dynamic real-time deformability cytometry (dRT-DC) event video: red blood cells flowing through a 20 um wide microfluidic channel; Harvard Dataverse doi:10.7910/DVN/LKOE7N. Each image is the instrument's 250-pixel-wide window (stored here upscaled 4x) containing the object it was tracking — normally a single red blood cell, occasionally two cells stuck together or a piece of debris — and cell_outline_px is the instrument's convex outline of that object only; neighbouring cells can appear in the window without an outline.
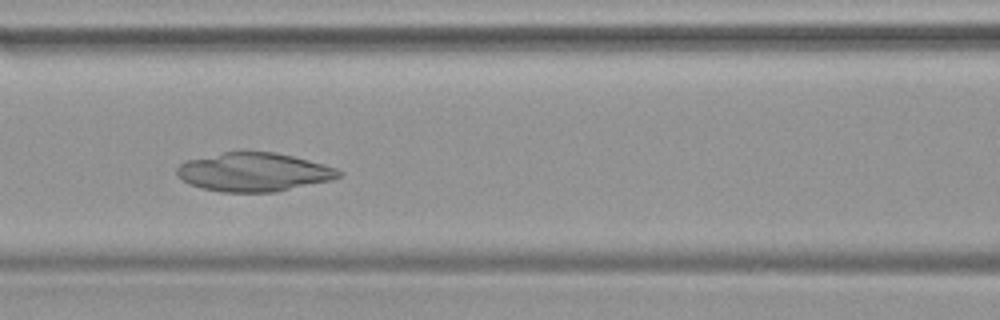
{"species": "common noctule bat (a hibernating species)", "species_latin": "Nyctalus noctula", "temperature_condition": "warm", "stored_images_in_passage": 38, "camera_frame_rate_fps": 3000, "um_per_image_px": 0.085, "animal": {"sex": "female", "body_mass_g": 19.9}, "frame": {"image": 1, "passage_image": 19, "time_ms": 6.0, "image_size_px": [1000, 320], "cell_outline_px": [[344, 172], [340, 176], [332, 180], [276, 192], [220, 192], [200, 188], [188, 184], [176, 176], [176, 168], [184, 160], [224, 152], [272, 152], [292, 156], [308, 160], [336, 168]], "centroid_in_image_um": [21.53, 14.64], "position_along_channel_um": 145.1, "area_um2": 36.65}}
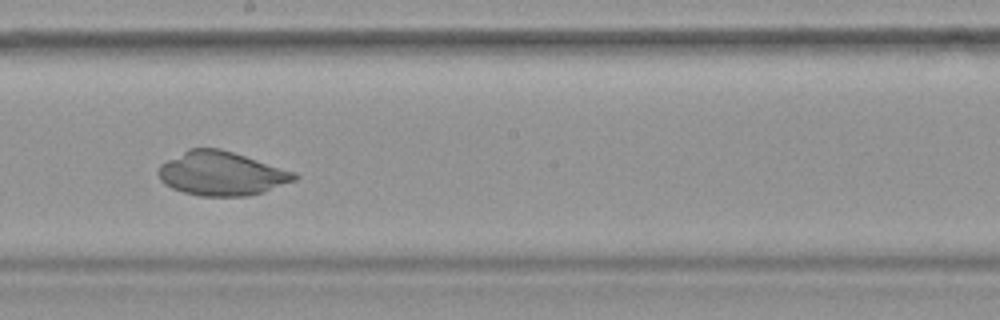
{"frame": {"image": 2, "passage_image": 25, "time_ms": 8.0, "image_size_px": [1000, 320], "cell_outline_px": [[300, 176], [296, 180], [264, 192], [248, 196], [200, 196], [184, 192], [172, 188], [164, 184], [160, 180], [156, 172], [160, 164], [188, 148], [220, 148], [296, 172]], "centroid_in_image_um": [18.82, 14.75], "position_along_channel_um": 229.4, "area_um2": 35.03}}
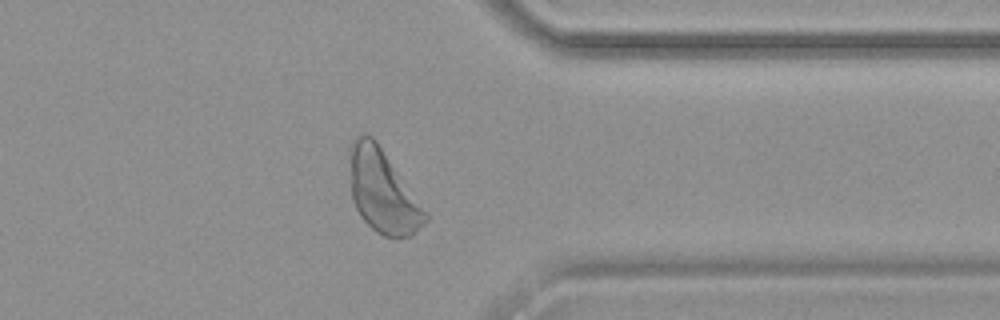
{"frame": {"image": 3, "passage_image": 36, "time_ms": 11.667, "image_size_px": [1000, 320], "cell_outline_px": [[428, 220], [412, 236], [384, 236], [376, 232], [360, 216], [356, 208], [352, 196], [348, 152], [348, 148], [352, 140], [360, 132], [364, 132], [372, 136], [376, 140], [428, 212]], "centroid_in_image_um": [32.52, 16.21], "position_along_channel_um": 378.9, "area_um2": 36.82}}